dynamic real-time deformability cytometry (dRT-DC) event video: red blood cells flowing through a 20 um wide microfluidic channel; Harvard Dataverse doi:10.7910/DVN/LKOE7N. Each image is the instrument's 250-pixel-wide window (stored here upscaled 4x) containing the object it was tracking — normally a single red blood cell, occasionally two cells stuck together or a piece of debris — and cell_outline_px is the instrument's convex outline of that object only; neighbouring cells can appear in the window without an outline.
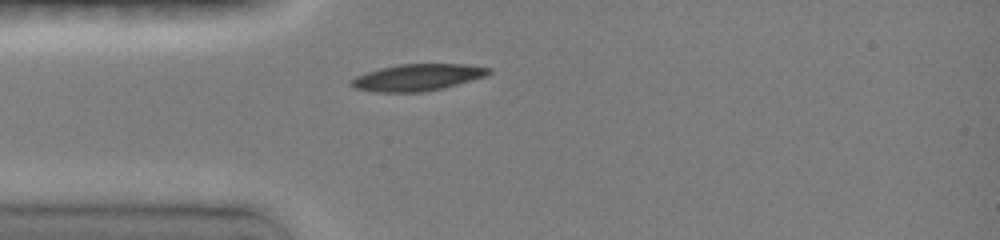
{"species": "common noctule bat (a hibernating species)", "species_latin": "Nyctalus noctula", "temperature_condition": "room temperature", "stored_images_in_passage": 5, "camera_frame_rate_fps": 3000, "um_per_image_px": 0.085, "animal": {"sex": "female", "body_mass_g": 19.0, "forearm_length_mm": 51.5}, "frame": {"image": 1, "passage_image": 1, "time_ms": 0.0, "image_size_px": [1000, 240], "cell_outline_px": [[492, 72], [488, 76], [444, 88], [424, 92], [376, 92], [352, 88], [348, 84], [348, 80], [356, 76], [380, 68], [396, 64], [464, 64], [492, 68]], "centroid_in_image_um": [35.48, 6.58], "position_along_channel_um": 49.5, "area_um2": 21.79}}
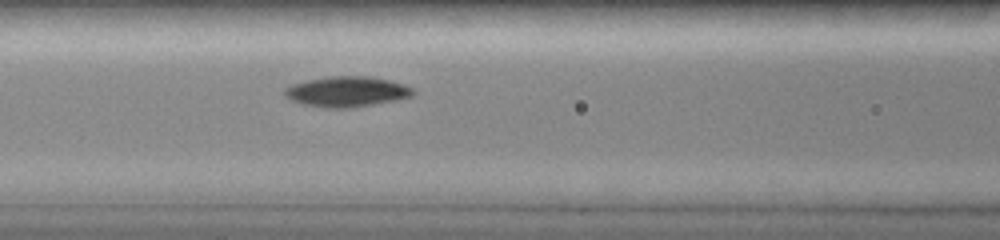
{"frame": {"image": 2, "passage_image": 5, "time_ms": 2.333, "image_size_px": [1000, 240], "cell_outline_px": [[416, 92], [412, 96], [396, 100], [352, 108], [324, 108], [304, 104], [292, 100], [284, 96], [284, 88], [292, 84], [308, 80], [328, 76], [368, 76], [392, 80], [404, 84], [412, 88]], "centroid_in_image_um": [29.49, 7.79], "position_along_channel_um": 137.1, "area_um2": 22.89}}